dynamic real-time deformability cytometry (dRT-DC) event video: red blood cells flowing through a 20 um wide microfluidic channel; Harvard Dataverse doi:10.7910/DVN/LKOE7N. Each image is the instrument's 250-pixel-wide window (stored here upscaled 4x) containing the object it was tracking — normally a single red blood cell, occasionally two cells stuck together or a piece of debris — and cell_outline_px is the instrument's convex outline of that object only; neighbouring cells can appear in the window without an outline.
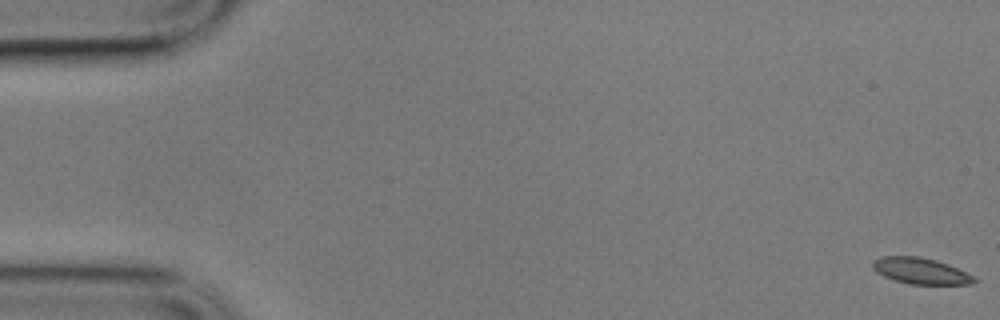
{"species": "common noctule bat (a hibernating species)", "species_latin": "Nyctalus noctula", "temperature_condition": "cold", "stored_images_in_passage": 59, "camera_frame_rate_fps": 3000, "um_per_image_px": 0.085, "animal": {"sex": "male", "body_mass_g": 17.9}, "frame": {"image": 1, "passage_image": 1, "time_ms": 0.0, "image_size_px": [1000, 320], "cell_outline_px": [[976, 280], [972, 284], [908, 284], [884, 276], [876, 272], [872, 268], [872, 260], [880, 256], [916, 256], [936, 260], [948, 264], [972, 276]], "centroid_in_image_um": [78.19, 23.02], "position_along_channel_um": 6.8, "area_um2": 15.32}}
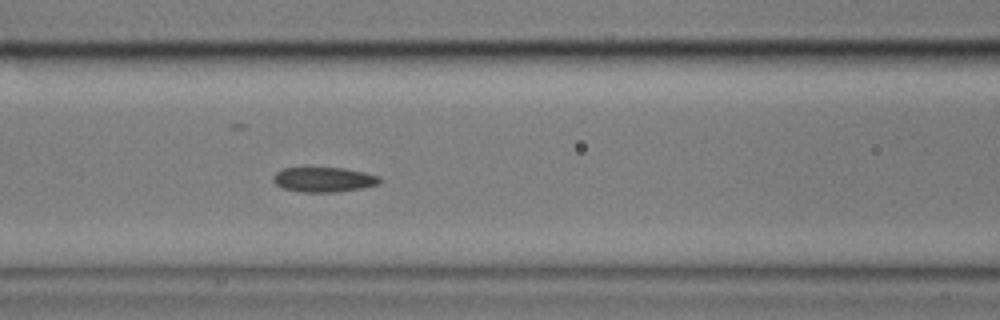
{"frame": {"image": 2, "passage_image": 25, "time_ms": 8.0, "image_size_px": [1000, 320], "cell_outline_px": [[380, 184], [364, 188], [336, 192], [304, 192], [284, 188], [276, 184], [272, 180], [272, 176], [276, 172], [284, 168], [304, 164], [344, 168], [364, 172], [380, 176]], "centroid_in_image_um": [27.49, 15.21], "position_along_channel_um": 139.1, "area_um2": 16.3}}
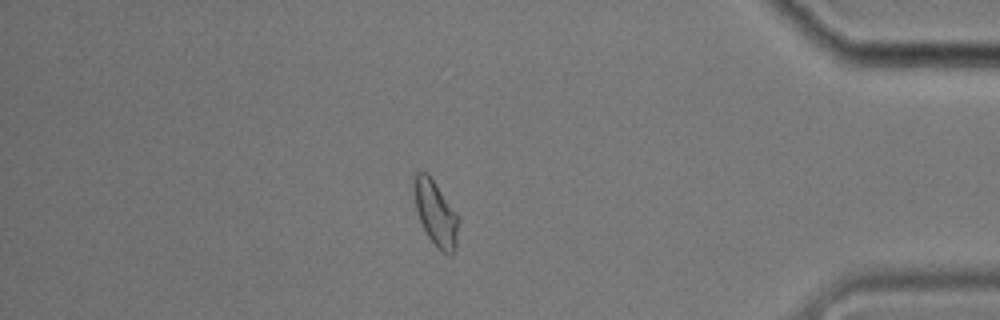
{"frame": {"image": 3, "passage_image": 51, "time_ms": 16.667, "image_size_px": [1000, 320], "cell_outline_px": [[460, 220], [456, 248], [452, 256], [448, 256], [428, 236], [416, 212], [412, 188], [412, 172], [428, 172], [456, 212]], "centroid_in_image_um": [37.02, 18.07], "position_along_channel_um": 398.2, "area_um2": 17.22}, "authors_computed_cell_mechanics": {"area_um2": 15.9528, "velocity_mm_per_s": 3.3999, "shape_relaxation_time_tau1_ms": 7.6409, "shape_relaxation_time_tau2_ms": 4.6104, "deformation_change_tau1": 0.1411, "deformation_change_tau2": 0.0908}}